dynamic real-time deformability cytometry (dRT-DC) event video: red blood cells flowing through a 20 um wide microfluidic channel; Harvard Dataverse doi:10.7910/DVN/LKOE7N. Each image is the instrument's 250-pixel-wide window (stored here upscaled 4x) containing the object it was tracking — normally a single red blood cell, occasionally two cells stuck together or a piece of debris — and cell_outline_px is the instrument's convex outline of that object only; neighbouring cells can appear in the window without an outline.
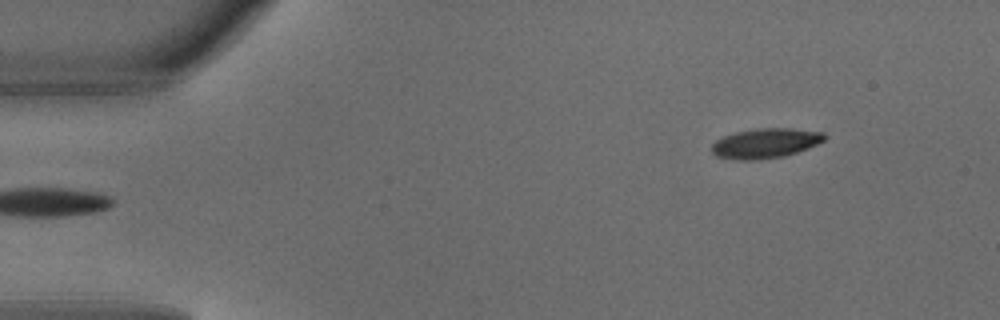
{"species": "common noctule bat (a hibernating species)", "species_latin": "Nyctalus noctula", "temperature_condition": "warm", "stored_images_in_passage": 3, "camera_frame_rate_fps": 3000, "um_per_image_px": 0.085, "animal": {"sex": "male", "body_mass_g": 18.8}, "frame": {"image": 1, "passage_image": 3, "time_ms": 0.667, "image_size_px": [1000, 320], "cell_outline_px": [[828, 136], [824, 140], [808, 148], [784, 156], [760, 160], [736, 160], [716, 156], [712, 152], [712, 144], [716, 140], [724, 136], [736, 132], [756, 128], [792, 128], [824, 132]], "centroid_in_image_um": [65.07, 12.17], "position_along_channel_um": 19.9, "area_um2": 19.71}}